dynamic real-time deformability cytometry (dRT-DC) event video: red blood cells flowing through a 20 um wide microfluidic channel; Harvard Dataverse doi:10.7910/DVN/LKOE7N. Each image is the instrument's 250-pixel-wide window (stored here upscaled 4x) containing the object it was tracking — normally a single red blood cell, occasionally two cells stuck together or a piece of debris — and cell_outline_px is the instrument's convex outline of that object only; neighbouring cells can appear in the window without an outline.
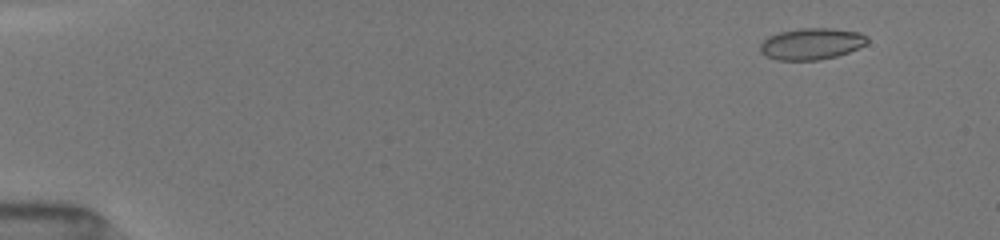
{"species": "common noctule bat (a hibernating species)", "species_latin": "Nyctalus noctula", "temperature_condition": "room temperature", "stored_images_in_passage": 11, "camera_frame_rate_fps": 3000, "um_per_image_px": 0.085, "animal": {"sex": "female", "body_mass_g": 19.5, "forearm_length_mm": 54.1}, "frame": {"image": 1, "passage_image": 5, "time_ms": 1.333, "image_size_px": [1000, 240], "cell_outline_px": [[868, 40], [864, 44], [848, 52], [836, 56], [820, 60], [776, 60], [760, 52], [760, 44], [768, 36], [780, 32], [800, 28], [832, 28], [860, 32], [868, 36]], "centroid_in_image_um": [68.97, 3.72], "position_along_channel_um": 16.0, "area_um2": 19.59}}